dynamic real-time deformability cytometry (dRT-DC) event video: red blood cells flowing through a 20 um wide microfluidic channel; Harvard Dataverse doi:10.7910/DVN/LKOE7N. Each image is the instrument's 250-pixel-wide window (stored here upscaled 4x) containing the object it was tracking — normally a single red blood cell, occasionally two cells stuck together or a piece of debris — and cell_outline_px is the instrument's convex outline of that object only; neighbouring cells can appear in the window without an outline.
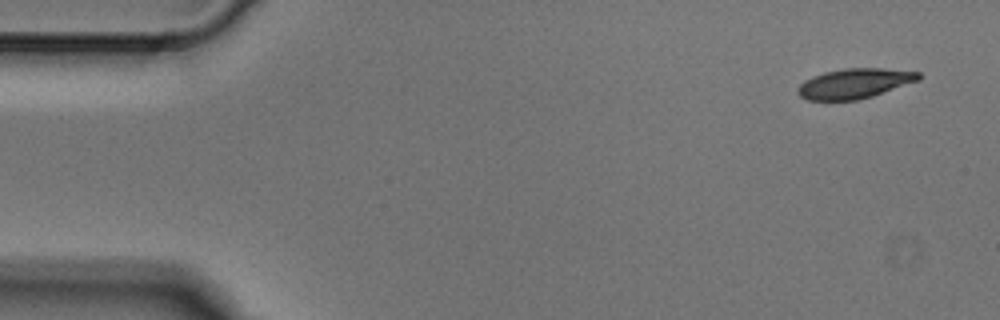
{"species": "Egyptian fruit bat (a non-hibernating species)", "species_latin": "Rousettus aegyptiacus", "temperature_condition": "cold", "stored_images_in_passage": 4, "camera_frame_rate_fps": 3000, "um_per_image_px": 0.085, "animal": {"sex": "male"}, "frame": {"image": 1, "passage_image": 1, "time_ms": 0.0, "image_size_px": [1000, 320], "cell_outline_px": [[920, 80], [872, 96], [856, 100], [808, 100], [800, 96], [796, 92], [796, 88], [804, 80], [812, 76], [824, 72], [844, 68], [884, 68], [920, 72]], "centroid_in_image_um": [72.61, 7.09], "position_along_channel_um": 12.4, "area_um2": 21.15}}
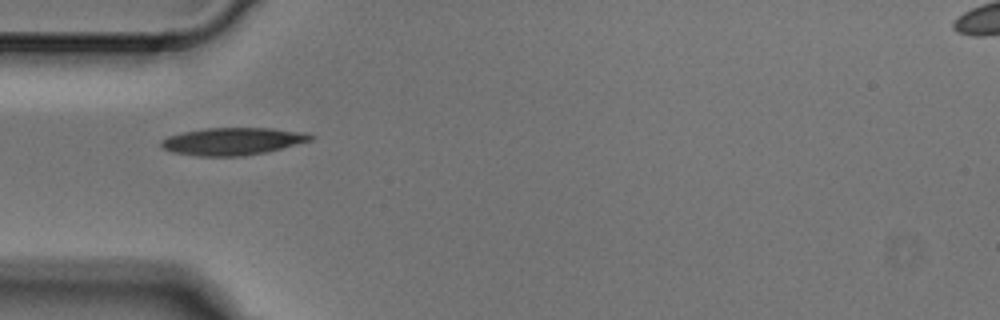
{"frame": {"image": 2, "passage_image": 4, "time_ms": 1.0, "image_size_px": [1000, 320], "cell_outline_px": [[316, 136], [312, 140], [264, 152], [244, 156], [196, 156], [172, 152], [160, 148], [160, 140], [168, 136], [184, 132], [204, 128], [272, 128], [304, 132]], "centroid_in_image_um": [19.73, 12.01], "position_along_channel_um": 65.3, "area_um2": 23.87}}